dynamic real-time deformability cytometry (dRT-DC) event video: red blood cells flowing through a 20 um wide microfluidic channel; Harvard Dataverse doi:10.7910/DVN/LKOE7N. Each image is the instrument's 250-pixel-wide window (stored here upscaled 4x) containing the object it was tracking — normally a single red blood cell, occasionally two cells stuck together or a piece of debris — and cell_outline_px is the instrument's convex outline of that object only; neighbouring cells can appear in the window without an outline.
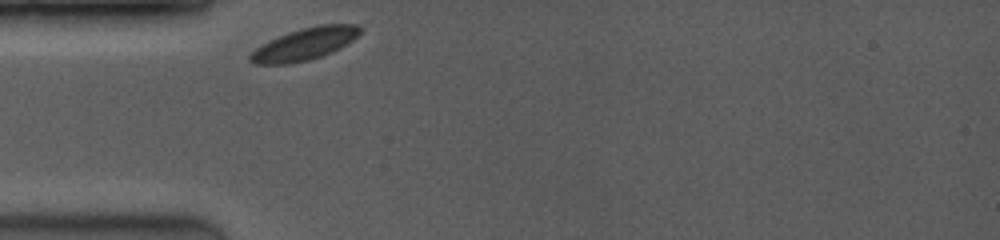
{"species": "common noctule bat (a hibernating species)", "species_latin": "Nyctalus noctula", "temperature_condition": "room temperature", "stored_images_in_passage": 3, "camera_frame_rate_fps": 3500, "um_per_image_px": 0.085, "animal": {"sex": "female", "body_mass_g": 19.0, "forearm_length_mm": 53.3}, "frame": {"image": 1, "passage_image": 1, "time_ms": 0.0, "image_size_px": [1000, 240], "cell_outline_px": [[364, 28], [352, 40], [340, 48], [332, 52], [308, 60], [288, 64], [256, 64], [248, 60], [248, 56], [256, 48], [288, 32], [300, 28], [320, 24], [356, 24]], "centroid_in_image_um": [25.92, 3.73], "position_along_channel_um": 59.1, "area_um2": 20.35}}